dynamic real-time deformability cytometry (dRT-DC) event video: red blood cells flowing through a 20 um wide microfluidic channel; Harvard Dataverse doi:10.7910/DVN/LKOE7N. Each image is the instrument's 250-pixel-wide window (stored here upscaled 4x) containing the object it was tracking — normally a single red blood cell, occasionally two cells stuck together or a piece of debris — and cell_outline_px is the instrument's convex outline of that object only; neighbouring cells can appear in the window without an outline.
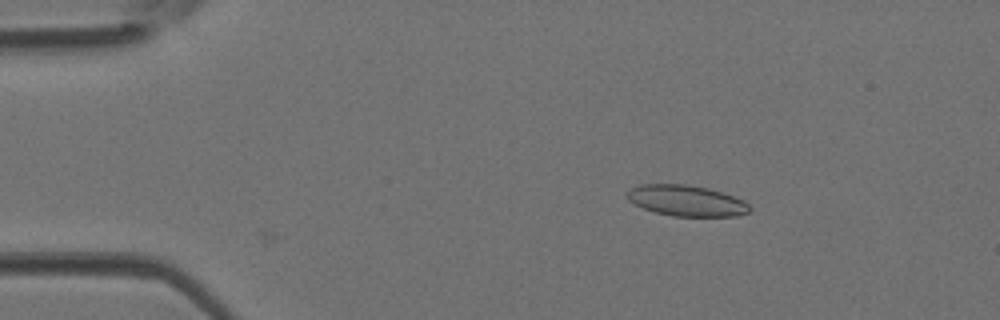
{"species": "Egyptian fruit bat (a non-hibernating species)", "species_latin": "Rousettus aegyptiacus", "temperature_condition": "room temperature", "stored_images_in_passage": 8, "camera_frame_rate_fps": 3000, "um_per_image_px": 0.085, "animal": {"sex": "female"}, "frame": {"image": 1, "passage_image": 8, "time_ms": 2.333, "image_size_px": [1000, 320], "cell_outline_px": [[752, 208], [748, 212], [736, 216], [672, 216], [656, 212], [644, 208], [628, 200], [628, 192], [632, 188], [640, 184], [684, 184], [708, 188], [744, 200]], "centroid_in_image_um": [58.37, 17.06], "position_along_channel_um": 26.6, "area_um2": 21.79}}